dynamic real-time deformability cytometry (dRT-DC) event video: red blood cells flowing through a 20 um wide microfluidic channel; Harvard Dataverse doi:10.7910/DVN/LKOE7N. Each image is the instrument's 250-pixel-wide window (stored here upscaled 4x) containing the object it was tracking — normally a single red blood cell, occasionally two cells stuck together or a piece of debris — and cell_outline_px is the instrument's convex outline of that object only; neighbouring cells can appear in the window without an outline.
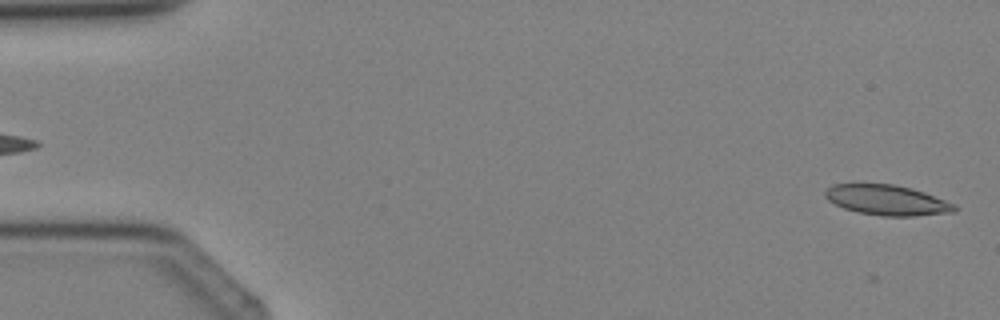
{"species": "Egyptian fruit bat (a non-hibernating species)", "species_latin": "Rousettus aegyptiacus", "temperature_condition": "cold", "stored_images_in_passage": 3, "camera_frame_rate_fps": 3000, "um_per_image_px": 0.085, "animal": {"sex": "female"}, "frame": {"image": 1, "passage_image": 3, "time_ms": 2.667, "image_size_px": [1000, 320], "cell_outline_px": [[956, 212], [912, 216], [884, 216], [860, 212], [844, 208], [828, 200], [824, 196], [824, 192], [832, 184], [892, 184], [912, 188], [924, 192], [956, 204]], "centroid_in_image_um": [75.42, 17.0], "position_along_channel_um": 9.6, "area_um2": 22.66}}